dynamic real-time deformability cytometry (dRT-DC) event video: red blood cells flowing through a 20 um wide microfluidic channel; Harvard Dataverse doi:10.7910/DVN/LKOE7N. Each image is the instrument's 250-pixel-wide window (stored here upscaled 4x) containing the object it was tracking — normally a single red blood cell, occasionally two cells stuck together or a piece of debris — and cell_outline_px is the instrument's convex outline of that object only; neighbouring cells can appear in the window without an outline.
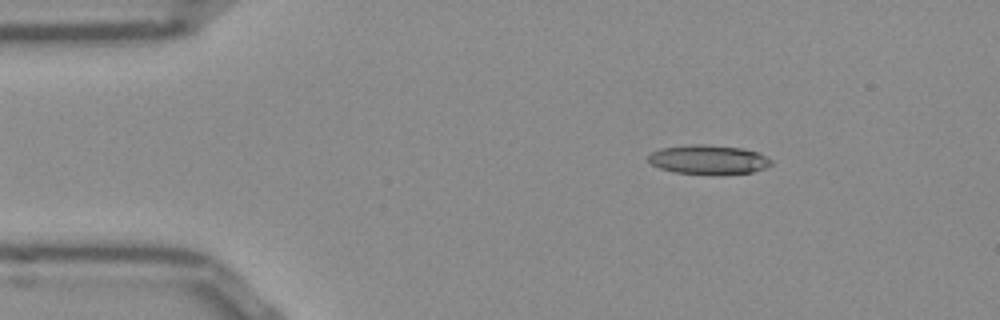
{"species": "Egyptian fruit bat (a non-hibernating species)", "species_latin": "Rousettus aegyptiacus", "temperature_condition": "room temperature", "stored_images_in_passage": 45, "camera_frame_rate_fps": 3000, "um_per_image_px": 0.085, "frame": {"image": 1, "passage_image": 1, "time_ms": 0.0, "image_size_px": [1000, 320], "cell_outline_px": [[772, 164], [768, 168], [752, 172], [712, 176], [676, 172], [660, 168], [652, 164], [648, 160], [648, 156], [652, 152], [660, 148], [688, 144], [704, 144], [740, 148], [756, 152], [772, 160]], "centroid_in_image_um": [60.22, 13.59], "position_along_channel_um": 24.8, "area_um2": 21.27}}
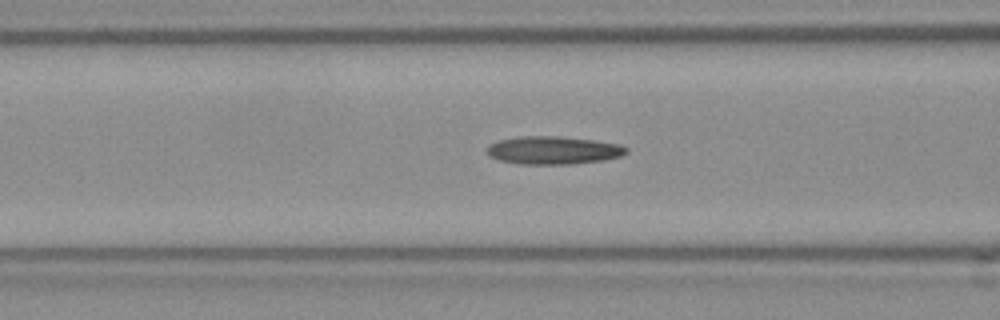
{"frame": {"image": 2, "passage_image": 13, "time_ms": 4.0, "image_size_px": [1000, 320], "cell_outline_px": [[628, 152], [620, 156], [604, 160], [572, 164], [516, 164], [500, 160], [488, 156], [484, 152], [484, 148], [488, 144], [500, 140], [520, 136], [564, 136], [620, 144], [628, 148]], "centroid_in_image_um": [46.98, 12.77], "position_along_channel_um": 119.6, "area_um2": 23.06}}
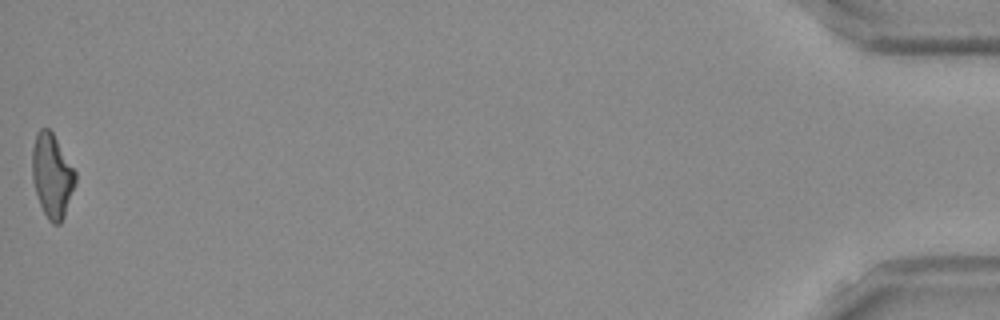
{"frame": {"image": 3, "passage_image": 45, "time_ms": 14.667, "image_size_px": [1000, 320], "cell_outline_px": [[76, 184], [64, 216], [60, 224], [52, 224], [48, 220], [40, 204], [32, 180], [32, 148], [36, 132], [40, 128], [48, 128], [52, 132], [76, 172]], "centroid_in_image_um": [4.42, 14.93], "position_along_channel_um": 430.8, "area_um2": 21.1}, "authors_computed_cell_mechanics": {"area_um2": 21.3282, "velocity_mm_per_s": 3.8903, "shape_relaxation_time_tau1_ms": null, "shape_relaxation_time_tau2_ms": 7.1807, "deformation_change_tau1": null, "deformation_change_tau2": 0.2148}}